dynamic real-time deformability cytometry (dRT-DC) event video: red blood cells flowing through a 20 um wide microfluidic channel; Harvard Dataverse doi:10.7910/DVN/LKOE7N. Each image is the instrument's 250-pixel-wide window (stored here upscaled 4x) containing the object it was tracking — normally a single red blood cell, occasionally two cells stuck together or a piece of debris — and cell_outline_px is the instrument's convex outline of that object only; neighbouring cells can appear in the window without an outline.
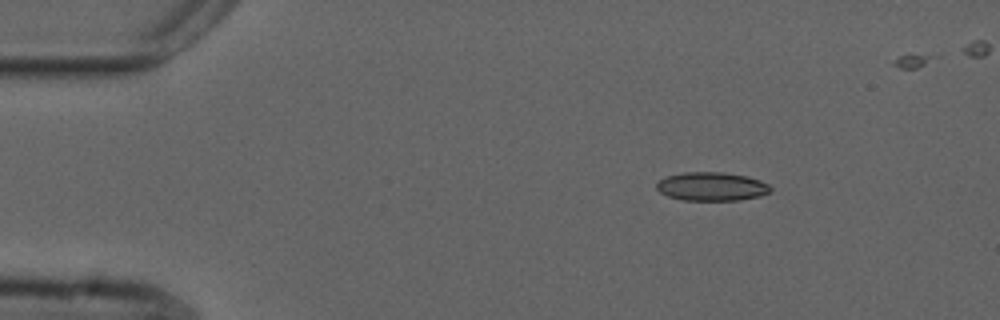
{"species": "common noctule bat (a hibernating species)", "species_latin": "Nyctalus noctula", "temperature_condition": "cold", "stored_images_in_passage": 42, "camera_frame_rate_fps": 3000, "um_per_image_px": 0.085, "animal": {"sex": "male", "forearm_length_mm": 52.5}, "frame": {"image": 1, "passage_image": 1, "time_ms": 0.0, "image_size_px": [1000, 320], "cell_outline_px": [[772, 192], [760, 196], [740, 200], [684, 200], [668, 196], [660, 192], [656, 188], [656, 184], [664, 176], [684, 172], [724, 172], [748, 176], [760, 180], [768, 184], [772, 188]], "centroid_in_image_um": [60.51, 15.84], "position_along_channel_um": 24.5, "area_um2": 19.19}}
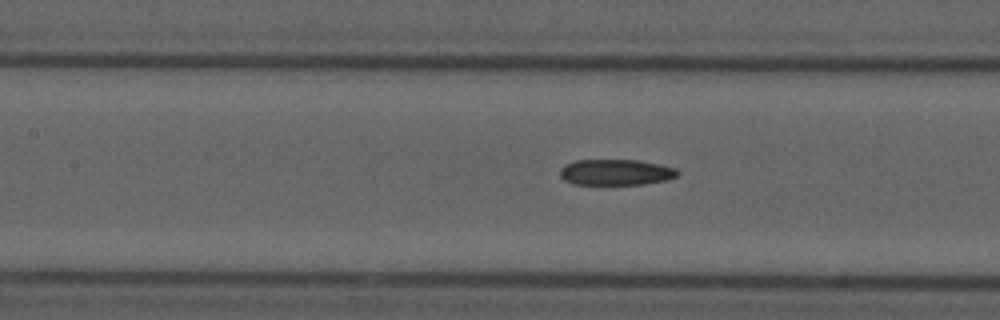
{"frame": {"image": 2, "passage_image": 17, "time_ms": 5.333, "image_size_px": [1000, 320], "cell_outline_px": [[680, 172], [676, 176], [668, 180], [644, 184], [572, 184], [564, 180], [560, 176], [560, 168], [564, 164], [576, 160], [636, 160], [660, 164], [676, 168]], "centroid_in_image_um": [52.34, 14.64], "position_along_channel_um": 155.1, "area_um2": 17.86}}
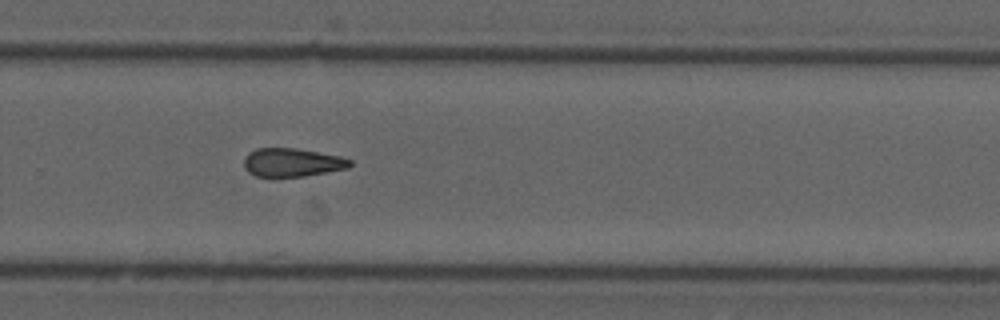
{"frame": {"image": 3, "passage_image": 29, "time_ms": 9.333, "image_size_px": [1000, 320], "cell_outline_px": [[352, 164], [348, 168], [304, 176], [256, 176], [248, 172], [244, 168], [244, 156], [248, 152], [256, 148], [296, 148], [340, 156], [352, 160]], "centroid_in_image_um": [24.81, 13.79], "position_along_channel_um": 305.0, "area_um2": 17.57}}